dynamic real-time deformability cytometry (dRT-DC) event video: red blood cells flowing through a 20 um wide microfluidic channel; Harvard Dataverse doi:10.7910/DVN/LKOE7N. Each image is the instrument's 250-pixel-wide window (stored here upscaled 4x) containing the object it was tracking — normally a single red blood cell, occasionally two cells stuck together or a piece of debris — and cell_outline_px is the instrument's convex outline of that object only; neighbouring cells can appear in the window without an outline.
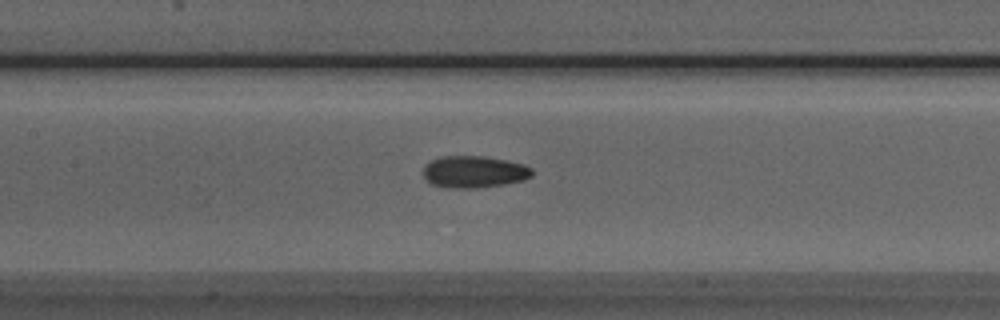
{"species": "Egyptian fruit bat (a non-hibernating species)", "species_latin": "Rousettus aegyptiacus", "temperature_condition": "room temperature", "stored_images_in_passage": 36, "camera_frame_rate_fps": 3000, "um_per_image_px": 0.085, "animal": {"sex": "male"}, "frame": {"image": 1, "passage_image": 11, "time_ms": 3.333, "image_size_px": [1000, 320], "cell_outline_px": [[532, 176], [524, 180], [504, 184], [476, 188], [452, 188], [432, 184], [424, 176], [424, 164], [440, 156], [484, 156], [508, 160], [524, 164], [532, 168]], "centroid_in_image_um": [40.32, 14.59], "position_along_channel_um": 167.1, "area_um2": 20.29}}
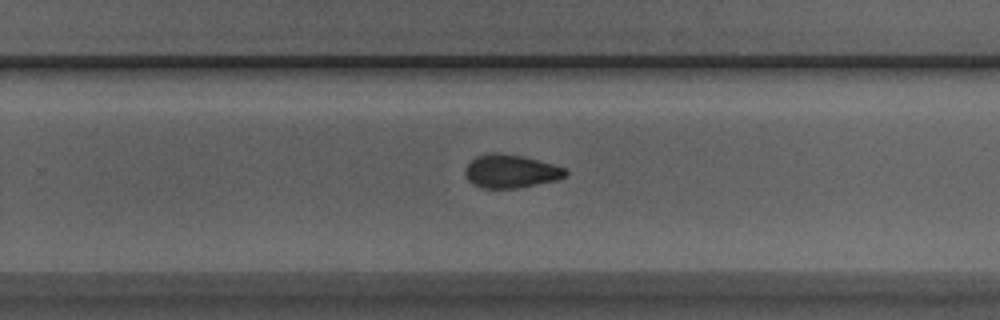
{"frame": {"image": 2, "passage_image": 20, "time_ms": 6.333, "image_size_px": [1000, 320], "cell_outline_px": [[568, 176], [556, 180], [516, 188], [480, 188], [472, 184], [468, 180], [464, 172], [464, 168], [476, 156], [488, 152], [496, 152], [524, 156], [552, 164], [564, 168], [568, 172]], "centroid_in_image_um": [43.38, 14.55], "position_along_channel_um": 286.4, "area_um2": 19.59}}
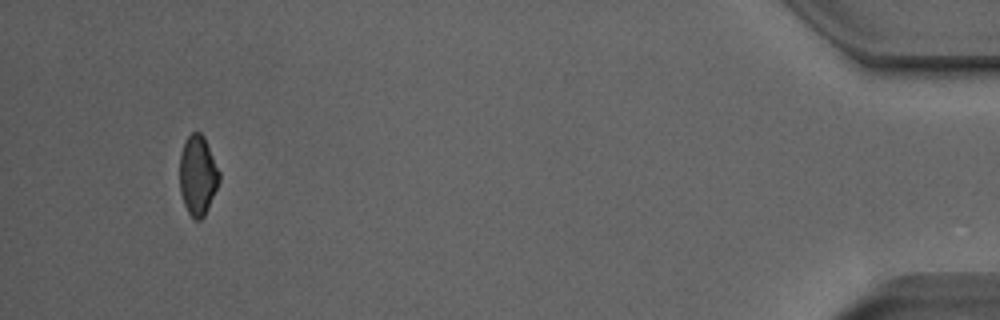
{"frame": {"image": 3, "passage_image": 36, "time_ms": 11.667, "image_size_px": [1000, 320], "cell_outline_px": [[220, 180], [208, 208], [204, 216], [200, 220], [196, 220], [188, 212], [184, 204], [180, 192], [180, 152], [184, 140], [192, 132], [200, 132], [204, 136], [220, 172]], "centroid_in_image_um": [16.8, 14.88], "position_along_channel_um": 418.4, "area_um2": 18.44}, "authors_computed_cell_mechanics": {"area_um2": 19.8254, "velocity_mm_per_s": 3.9851, "shape_relaxation_time_tau1_ms": 3.0936, "shape_relaxation_time_tau2_ms": 2.3645, "deformation_change_tau1": 0.0909, "deformation_change_tau2": 0.0715}}